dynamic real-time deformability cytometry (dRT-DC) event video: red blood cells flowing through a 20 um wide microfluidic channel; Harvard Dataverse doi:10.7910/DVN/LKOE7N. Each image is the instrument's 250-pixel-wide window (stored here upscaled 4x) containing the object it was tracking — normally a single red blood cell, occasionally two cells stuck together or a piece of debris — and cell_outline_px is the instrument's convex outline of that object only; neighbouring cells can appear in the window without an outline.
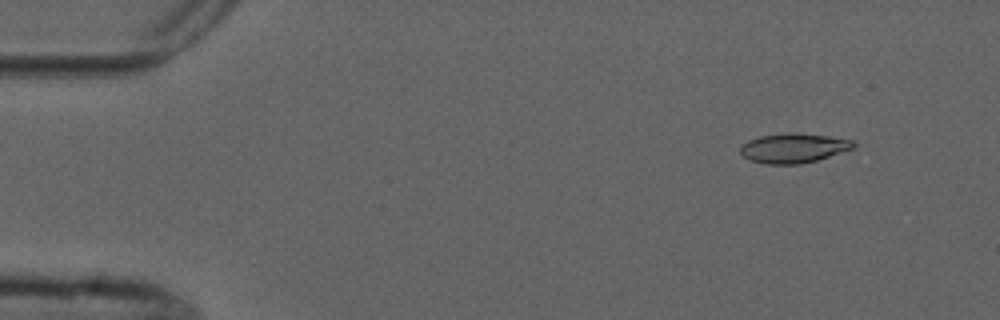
{"species": "common noctule bat (a hibernating species)", "species_latin": "Nyctalus noctula", "temperature_condition": "cold", "stored_images_in_passage": 4, "camera_frame_rate_fps": 3000, "um_per_image_px": 0.085, "animal": {"sex": "male", "forearm_length_mm": 52.5}, "frame": {"image": 1, "passage_image": 1, "time_ms": 0.0, "image_size_px": [1000, 320], "cell_outline_px": [[856, 148], [816, 160], [800, 164], [768, 164], [752, 160], [744, 156], [740, 152], [740, 148], [748, 140], [760, 136], [788, 132], [796, 132], [828, 136], [852, 140], [856, 144]], "centroid_in_image_um": [67.48, 12.57], "position_along_channel_um": 17.5, "area_um2": 19.42}}
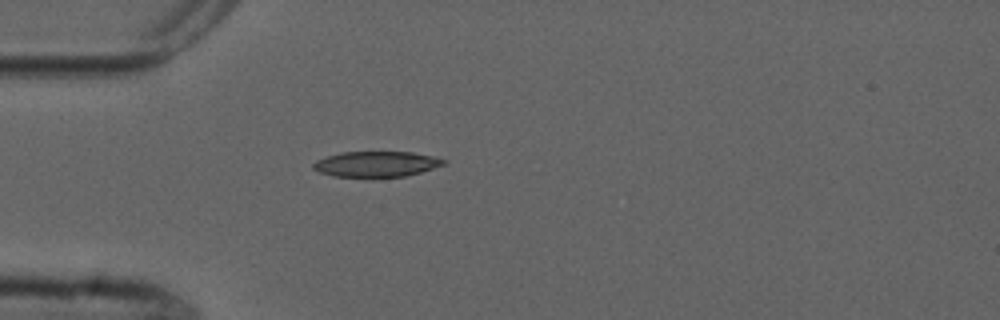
{"frame": {"image": 2, "passage_image": 4, "time_ms": 3.333, "image_size_px": [1000, 320], "cell_outline_px": [[448, 160], [444, 164], [420, 172], [404, 176], [332, 176], [320, 172], [312, 168], [312, 164], [316, 160], [340, 152], [412, 152], [432, 156]], "centroid_in_image_um": [31.97, 13.93], "position_along_channel_um": 53.0, "area_um2": 19.07}}